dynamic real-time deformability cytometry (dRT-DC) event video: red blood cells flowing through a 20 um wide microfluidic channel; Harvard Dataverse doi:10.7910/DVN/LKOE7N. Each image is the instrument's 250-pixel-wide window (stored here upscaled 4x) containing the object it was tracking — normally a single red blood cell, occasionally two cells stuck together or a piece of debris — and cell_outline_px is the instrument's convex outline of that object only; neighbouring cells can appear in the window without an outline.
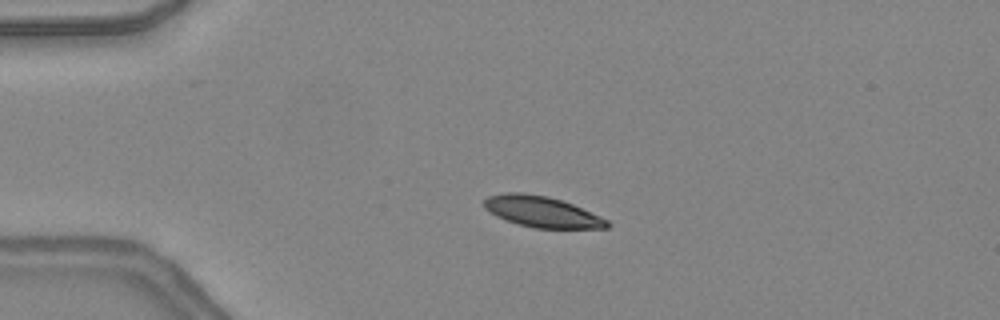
{"species": "common noctule bat (a hibernating species)", "species_latin": "Nyctalus noctula", "temperature_condition": "warm", "stored_images_in_passage": 47, "camera_frame_rate_fps": 3000, "um_per_image_px": 0.085, "animal": {"sex": "female", "body_mass_g": 24.6, "forearm_length_mm": 56.2}, "frame": {"image": 1, "passage_image": 11, "time_ms": 3.333, "image_size_px": [1000, 320], "cell_outline_px": [[612, 224], [608, 228], [532, 228], [516, 224], [496, 216], [484, 208], [484, 200], [488, 196], [504, 192], [524, 192], [548, 196], [572, 204], [600, 216], [608, 220]], "centroid_in_image_um": [46.04, 18.0], "position_along_channel_um": 39.0, "area_um2": 22.31}}
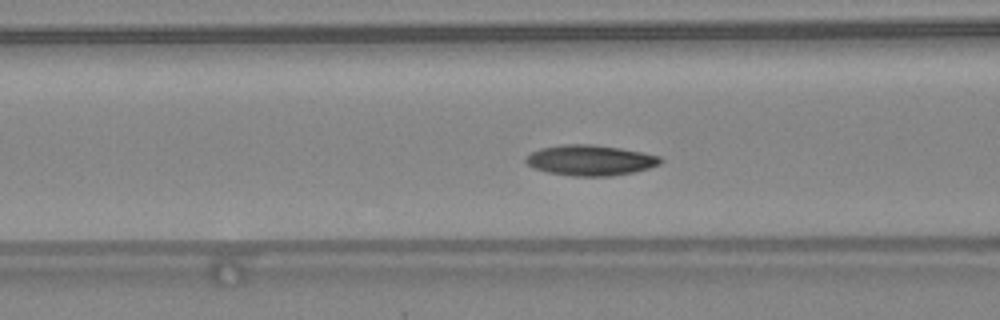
{"frame": {"image": 2, "passage_image": 19, "time_ms": 6.0, "image_size_px": [1000, 320], "cell_outline_px": [[664, 160], [660, 164], [636, 172], [612, 176], [572, 176], [548, 172], [532, 168], [524, 160], [532, 152], [540, 148], [560, 144], [592, 144], [620, 148], [660, 156]], "centroid_in_image_um": [50.18, 13.62], "position_along_channel_um": 116.4, "area_um2": 24.04}}
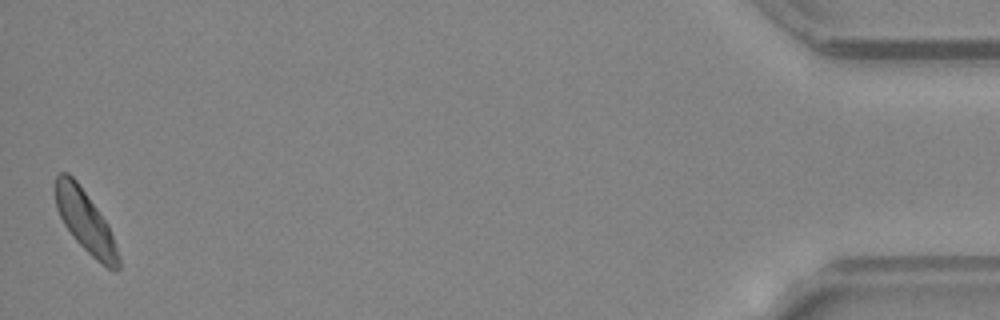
{"frame": {"image": 3, "passage_image": 47, "time_ms": 15.333, "image_size_px": [1000, 320], "cell_outline_px": [[120, 268], [116, 272], [108, 268], [96, 260], [72, 236], [64, 224], [56, 208], [56, 176], [60, 172], [68, 172], [76, 180], [108, 224], [120, 260]], "centroid_in_image_um": [7.26, 18.83], "position_along_channel_um": 427.9, "area_um2": 22.25}, "authors_computed_cell_mechanics": {"area_um2": 22.6576, "velocity_mm_per_s": 4.3208, "shape_relaxation_time_tau1_ms": 3.7064, "shape_relaxation_time_tau2_ms": null, "deformation_change_tau1": 0.1022, "deformation_change_tau2": null}}